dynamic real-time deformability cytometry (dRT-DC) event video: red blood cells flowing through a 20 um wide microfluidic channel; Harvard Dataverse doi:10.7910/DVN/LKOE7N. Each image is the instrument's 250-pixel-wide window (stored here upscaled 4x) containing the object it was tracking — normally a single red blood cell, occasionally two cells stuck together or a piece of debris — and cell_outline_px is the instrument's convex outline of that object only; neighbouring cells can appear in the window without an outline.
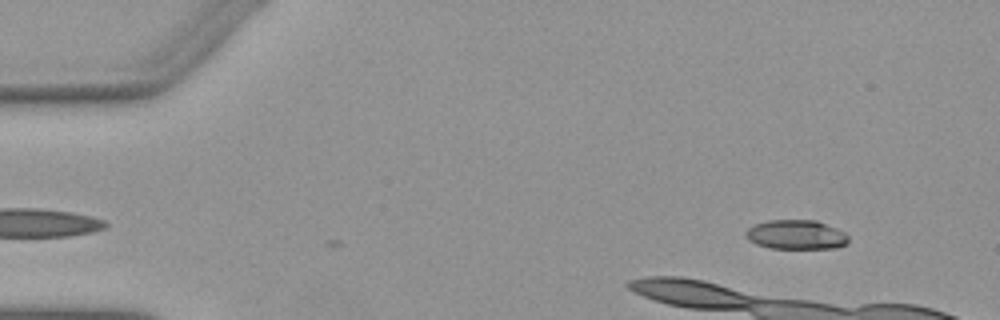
{"species": "Egyptian fruit bat (a non-hibernating species)", "species_latin": "Rousettus aegyptiacus", "temperature_condition": "warm", "stored_images_in_passage": 3, "camera_frame_rate_fps": 3000, "um_per_image_px": 0.085, "animal": {"sex": "female"}, "frame": {"image": 1, "passage_image": 3, "time_ms": 0.667, "image_size_px": [1000, 320], "cell_outline_px": [[848, 244], [836, 248], [768, 248], [756, 244], [748, 240], [744, 232], [748, 228], [756, 224], [768, 220], [816, 220], [836, 228], [844, 232], [848, 236]], "centroid_in_image_um": [67.67, 19.95], "position_along_channel_um": 17.3, "area_um2": 17.63}}